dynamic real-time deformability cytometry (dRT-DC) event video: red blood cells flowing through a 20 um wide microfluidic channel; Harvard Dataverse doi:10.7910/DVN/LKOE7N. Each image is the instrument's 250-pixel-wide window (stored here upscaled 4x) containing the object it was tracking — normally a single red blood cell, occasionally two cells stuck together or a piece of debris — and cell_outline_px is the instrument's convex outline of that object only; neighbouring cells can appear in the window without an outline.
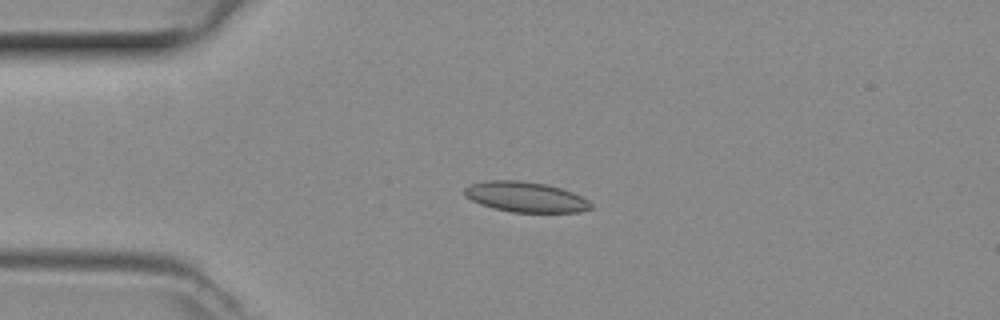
{"species": "common noctule bat (a hibernating species)", "species_latin": "Nyctalus noctula", "temperature_condition": "room temperature", "stored_images_in_passage": 26, "camera_frame_rate_fps": 3000, "um_per_image_px": 0.085, "animal": {"sex": "female", "body_mass_g": 29.2, "forearm_length_mm": 56.3}, "frame": {"image": 1, "passage_image": 3, "time_ms": 0.667, "image_size_px": [1000, 320], "cell_outline_px": [[592, 208], [580, 212], [512, 212], [492, 208], [480, 204], [464, 196], [464, 188], [472, 184], [484, 180], [520, 180], [548, 184], [572, 192], [588, 200], [592, 204]], "centroid_in_image_um": [44.66, 16.73], "position_along_channel_um": 40.3, "area_um2": 22.43}}
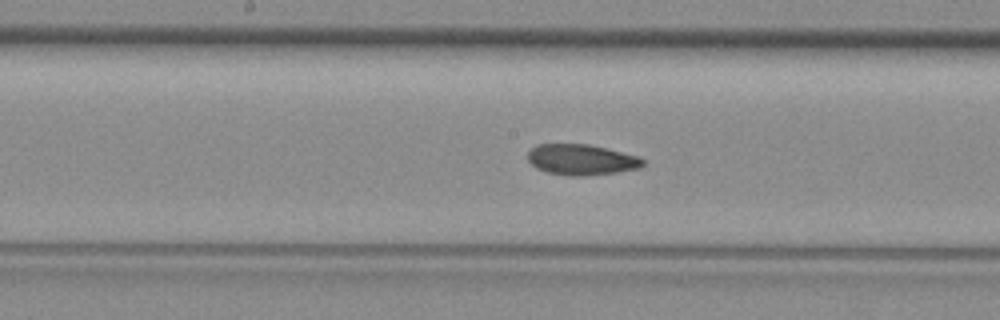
{"frame": {"image": 2, "passage_image": 16, "time_ms": 5.0, "image_size_px": [1000, 320], "cell_outline_px": [[644, 164], [640, 168], [616, 172], [584, 176], [568, 176], [548, 172], [536, 168], [528, 160], [528, 152], [536, 144], [588, 144], [640, 156], [644, 160]], "centroid_in_image_um": [49.43, 13.57], "position_along_channel_um": 198.8, "area_um2": 20.63}}
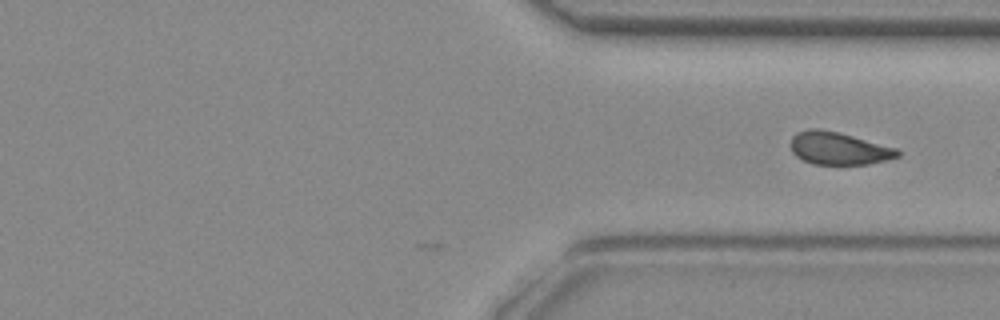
{"frame": {"image": 3, "passage_image": 26, "time_ms": 8.333, "image_size_px": [1000, 320], "cell_outline_px": [[900, 156], [888, 160], [868, 164], [812, 164], [796, 156], [792, 152], [792, 136], [796, 132], [808, 128], [820, 128], [852, 136], [896, 148], [900, 152]], "centroid_in_image_um": [71.28, 12.61], "position_along_channel_um": 340.1, "area_um2": 20.17}}